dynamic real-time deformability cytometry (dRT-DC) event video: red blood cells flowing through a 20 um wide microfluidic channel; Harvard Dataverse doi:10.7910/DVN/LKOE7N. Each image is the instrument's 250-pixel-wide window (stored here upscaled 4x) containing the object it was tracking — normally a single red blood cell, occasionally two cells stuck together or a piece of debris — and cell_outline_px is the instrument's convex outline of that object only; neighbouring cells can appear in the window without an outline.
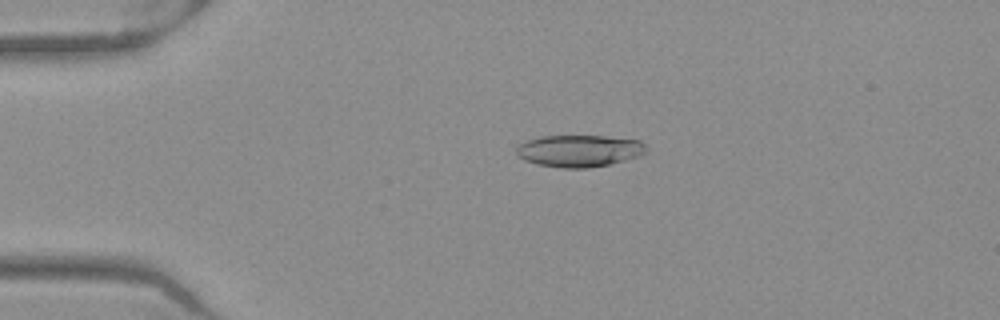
{"species": "Egyptian fruit bat (a non-hibernating species)", "species_latin": "Rousettus aegyptiacus", "temperature_condition": "warm", "stored_images_in_passage": 42, "camera_frame_rate_fps": 3000, "um_per_image_px": 0.085, "frame": {"image": 1, "passage_image": 2, "time_ms": 0.333, "image_size_px": [1000, 320], "cell_outline_px": [[648, 148], [640, 156], [608, 164], [588, 168], [560, 168], [536, 164], [524, 160], [516, 156], [516, 148], [520, 144], [528, 140], [540, 136], [604, 136], [640, 140]], "centroid_in_image_um": [49.21, 12.82], "position_along_channel_um": 35.8, "area_um2": 24.22}}
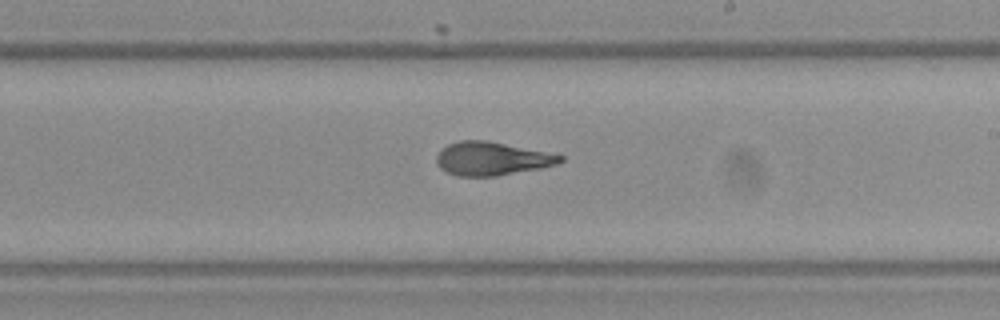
{"frame": {"image": 2, "passage_image": 21, "time_ms": 6.667, "image_size_px": [1000, 320], "cell_outline_px": [[564, 160], [556, 164], [540, 168], [496, 176], [456, 176], [440, 168], [436, 164], [436, 156], [440, 148], [448, 144], [460, 140], [488, 140], [560, 152], [564, 156]], "centroid_in_image_um": [41.88, 13.45], "position_along_channel_um": 247.1, "area_um2": 24.91}}
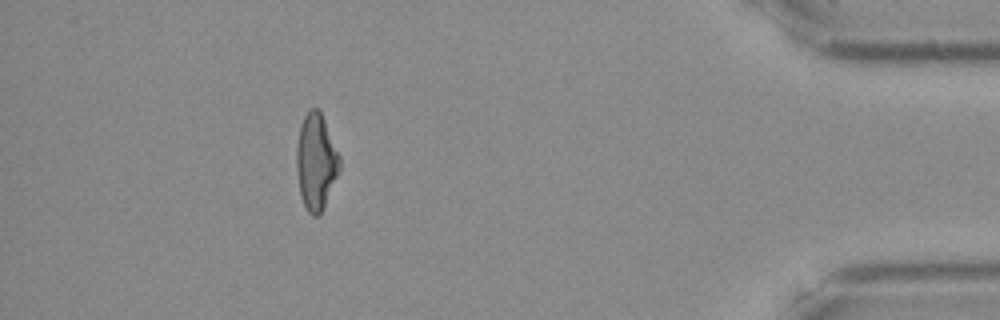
{"frame": {"image": 3, "passage_image": 37, "time_ms": 12.0, "image_size_px": [1000, 320], "cell_outline_px": [[340, 168], [324, 204], [320, 212], [316, 216], [312, 216], [308, 212], [300, 196], [296, 168], [296, 144], [300, 124], [304, 116], [312, 108], [316, 108], [320, 112], [324, 120], [340, 156]], "centroid_in_image_um": [26.83, 13.73], "position_along_channel_um": 408.4, "area_um2": 23.76}, "authors_computed_cell_mechanics": {"area_um2": 24.3049, "velocity_mm_per_s": 3.9854, "shape_relaxation_time_tau1_ms": 7.4251, "shape_relaxation_time_tau2_ms": 2.3094, "deformation_change_tau1": 0.2137, "deformation_change_tau2": 0.1064}}